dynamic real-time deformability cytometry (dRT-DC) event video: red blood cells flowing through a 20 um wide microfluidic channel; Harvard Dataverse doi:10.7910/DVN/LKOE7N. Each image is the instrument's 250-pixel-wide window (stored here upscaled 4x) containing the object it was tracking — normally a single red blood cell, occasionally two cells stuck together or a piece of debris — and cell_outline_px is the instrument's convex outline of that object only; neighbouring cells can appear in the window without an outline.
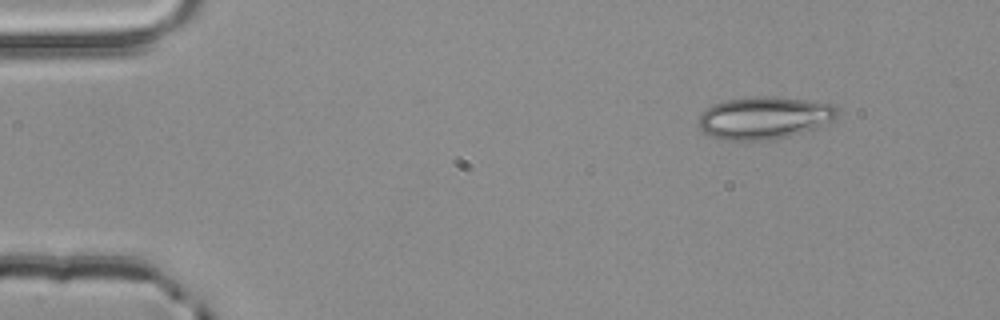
{"species": "common noctule bat (a hibernating species)", "species_latin": "Nyctalus noctula", "temperature_condition": "room temperature", "stored_images_in_passage": 3, "camera_frame_rate_fps": 3000, "um_per_image_px": 0.085, "animal": {"sex": "male", "body_mass_g": 20.4}, "frame": {"image": 1, "passage_image": 1, "time_ms": 0.0, "image_size_px": [1000, 320], "cell_outline_px": [[840, 112], [832, 120], [812, 128], [788, 136], [768, 140], [728, 140], [712, 136], [704, 132], [700, 128], [700, 116], [712, 104], [728, 100], [748, 96], [776, 96], [804, 100], [828, 104], [836, 108]], "centroid_in_image_um": [64.93, 10.0], "position_along_channel_um": 20.1, "area_um2": 33.64}}